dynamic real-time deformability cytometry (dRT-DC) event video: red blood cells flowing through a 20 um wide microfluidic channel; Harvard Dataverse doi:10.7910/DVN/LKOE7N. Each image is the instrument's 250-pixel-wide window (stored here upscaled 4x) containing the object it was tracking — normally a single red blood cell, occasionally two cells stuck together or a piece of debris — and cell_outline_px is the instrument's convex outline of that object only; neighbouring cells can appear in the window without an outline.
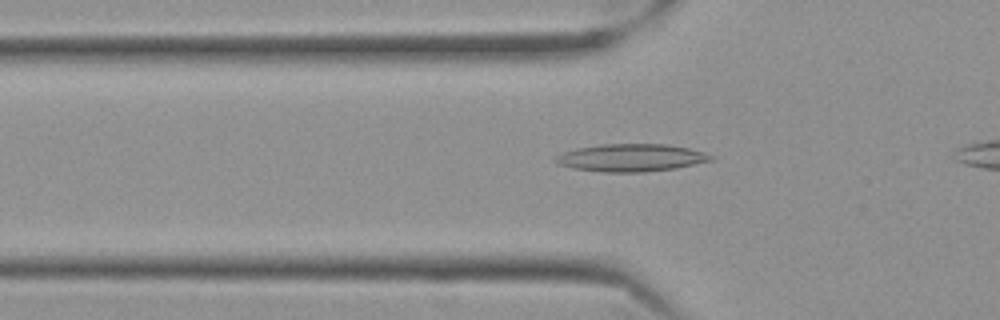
{"species": "Egyptian fruit bat (a non-hibernating species)", "species_latin": "Rousettus aegyptiacus", "temperature_condition": "cold", "stored_images_in_passage": 31, "camera_frame_rate_fps": 3000, "um_per_image_px": 0.085, "frame": {"image": 1, "passage_image": 3, "time_ms": 0.667, "image_size_px": [1000, 320], "cell_outline_px": [[716, 156], [712, 160], [676, 168], [644, 172], [604, 172], [572, 168], [556, 164], [552, 160], [556, 156], [564, 152], [576, 148], [600, 144], [668, 144], [688, 148], [704, 152]], "centroid_in_image_um": [53.62, 13.4], "position_along_channel_um": 72.2, "area_um2": 25.09}}
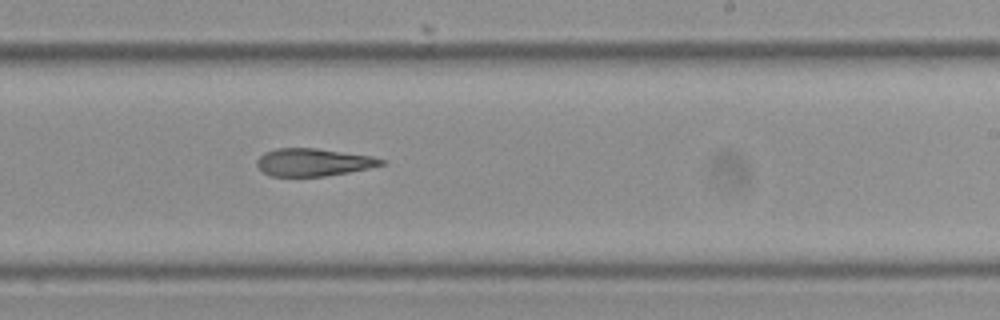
{"frame": {"image": 2, "passage_image": 19, "time_ms": 6.0, "image_size_px": [1000, 320], "cell_outline_px": [[384, 164], [368, 168], [348, 172], [324, 176], [272, 176], [264, 172], [256, 164], [256, 160], [264, 152], [276, 148], [316, 148], [372, 156], [384, 160]], "centroid_in_image_um": [26.6, 13.78], "position_along_channel_um": 262.4, "area_um2": 19.83}}
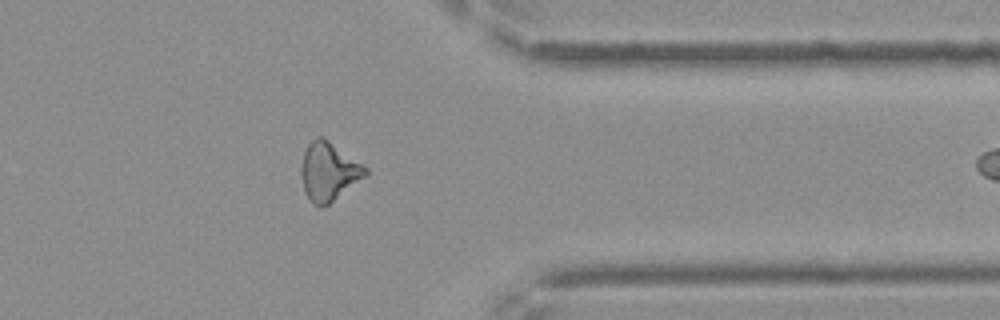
{"frame": {"image": 3, "passage_image": 30, "time_ms": 9.667, "image_size_px": [1000, 320], "cell_outline_px": [[368, 176], [328, 204], [320, 208], [312, 204], [304, 192], [300, 172], [304, 152], [308, 144], [312, 140], [320, 136], [368, 168]], "centroid_in_image_um": [27.93, 14.64], "position_along_channel_um": 383.5, "area_um2": 21.68}}